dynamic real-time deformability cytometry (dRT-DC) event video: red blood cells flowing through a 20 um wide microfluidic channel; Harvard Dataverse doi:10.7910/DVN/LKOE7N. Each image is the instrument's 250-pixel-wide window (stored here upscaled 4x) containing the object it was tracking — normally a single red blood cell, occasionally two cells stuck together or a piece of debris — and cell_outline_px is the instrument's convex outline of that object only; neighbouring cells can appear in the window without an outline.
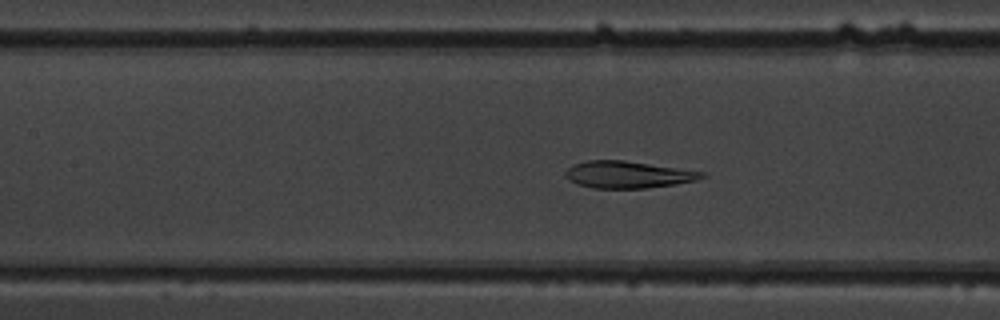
{"species": "common noctule bat (a hibernating species)", "species_latin": "Nyctalus noctula", "temperature_condition": "warm", "stored_images_in_passage": 39, "camera_frame_rate_fps": 3000, "um_per_image_px": 0.085, "animal": {"sex": "male", "body_mass_g": 19.5, "forearm_length_mm": 54.6}, "frame": {"image": 1, "passage_image": 11, "time_ms": 3.333, "image_size_px": [1000, 320], "cell_outline_px": [[708, 176], [696, 180], [676, 184], [644, 188], [592, 188], [576, 184], [564, 176], [564, 172], [572, 164], [588, 160], [624, 160], [704, 172]], "centroid_in_image_um": [53.34, 14.84], "position_along_channel_um": 154.1, "area_um2": 21.44}}
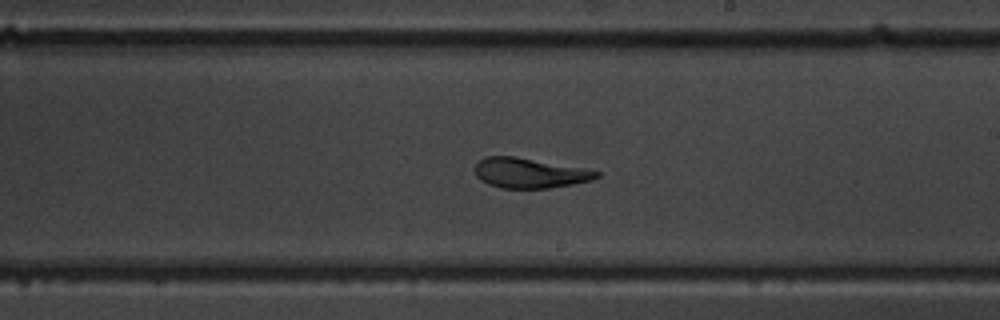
{"frame": {"image": 2, "passage_image": 18, "time_ms": 5.667, "image_size_px": [1000, 320], "cell_outline_px": [[600, 176], [592, 180], [572, 184], [548, 188], [500, 188], [488, 184], [480, 180], [476, 176], [476, 164], [484, 156], [516, 156], [584, 168], [600, 172]], "centroid_in_image_um": [45.01, 14.7], "position_along_channel_um": 244.0, "area_um2": 21.27}}
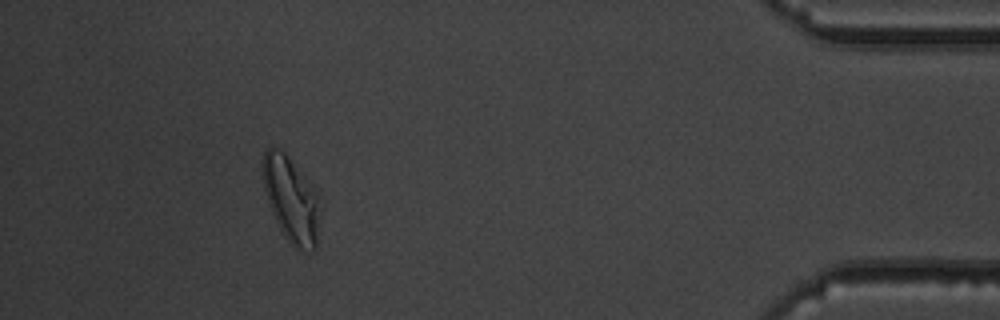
{"frame": {"image": 3, "passage_image": 35, "time_ms": 11.333, "image_size_px": [1000, 320], "cell_outline_px": [[320, 196], [316, 248], [312, 252], [308, 252], [296, 248], [284, 236], [268, 204], [264, 188], [260, 164], [264, 152], [268, 148], [280, 148], [284, 152], [312, 184]], "centroid_in_image_um": [24.74, 16.93], "position_along_channel_um": 410.5, "area_um2": 28.73}, "authors_computed_cell_mechanics": {"area_um2": 22.0796, "velocity_mm_per_s": 3.8731, "shape_relaxation_time_tau1_ms": 6.0857, "shape_relaxation_time_tau2_ms": 1.5447, "deformation_change_tau1": 0.2111, "deformation_change_tau2": 0.0912}}